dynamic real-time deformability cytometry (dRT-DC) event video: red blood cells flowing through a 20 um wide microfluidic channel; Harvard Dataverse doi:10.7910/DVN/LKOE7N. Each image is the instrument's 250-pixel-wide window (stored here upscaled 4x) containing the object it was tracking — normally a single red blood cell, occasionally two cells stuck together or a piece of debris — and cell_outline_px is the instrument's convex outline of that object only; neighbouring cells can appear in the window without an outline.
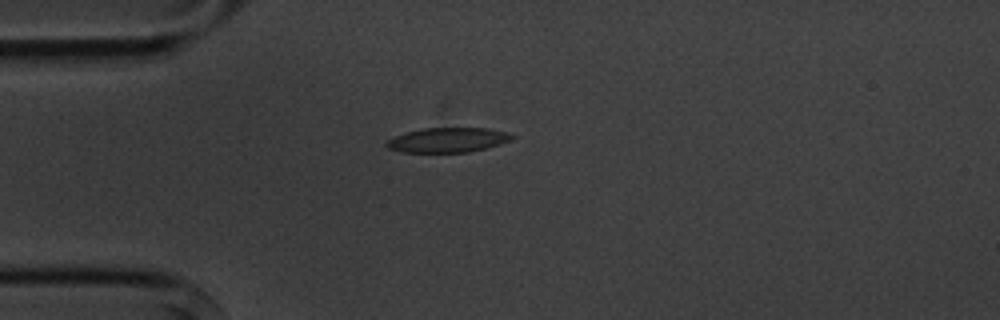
{"species": "common noctule bat (a hibernating species)", "species_latin": "Nyctalus noctula", "temperature_condition": "cold", "stored_images_in_passage": 1, "camera_frame_rate_fps": 3000, "um_per_image_px": 0.085, "animal": {"sex": "male", "body_mass_g": 20.1, "forearm_length_mm": 53.5}, "frame": {"image": 1, "passage_image": 1, "time_ms": 0.0, "image_size_px": [1000, 320], "cell_outline_px": [[516, 136], [512, 140], [500, 144], [468, 152], [404, 152], [388, 148], [384, 144], [388, 140], [396, 136], [408, 132], [424, 128], [488, 128], [504, 132]], "centroid_in_image_um": [38.08, 11.9], "position_along_channel_um": 46.9, "area_um2": 17.8}}